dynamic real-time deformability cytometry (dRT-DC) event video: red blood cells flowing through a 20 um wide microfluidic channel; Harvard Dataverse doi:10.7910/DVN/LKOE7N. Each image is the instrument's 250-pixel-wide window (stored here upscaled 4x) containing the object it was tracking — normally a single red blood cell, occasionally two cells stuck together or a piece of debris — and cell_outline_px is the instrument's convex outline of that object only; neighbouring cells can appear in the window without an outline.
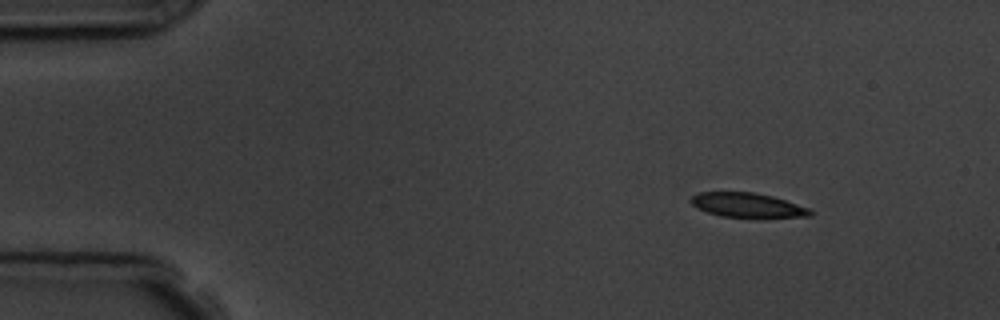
{"species": "common noctule bat (a hibernating species)", "species_latin": "Nyctalus noctula", "temperature_condition": "room temperature", "stored_images_in_passage": 6, "camera_frame_rate_fps": 3000, "um_per_image_px": 0.085, "animal": {"sex": "male", "body_mass_g": 19.5, "forearm_length_mm": 54.6}, "frame": {"image": 1, "passage_image": 1, "time_ms": 0.0, "image_size_px": [1000, 320], "cell_outline_px": [[812, 216], [720, 216], [696, 208], [688, 200], [692, 196], [700, 192], [756, 192], [772, 196], [808, 208], [812, 212]], "centroid_in_image_um": [63.44, 17.41], "position_along_channel_um": 21.6, "area_um2": 16.47}}
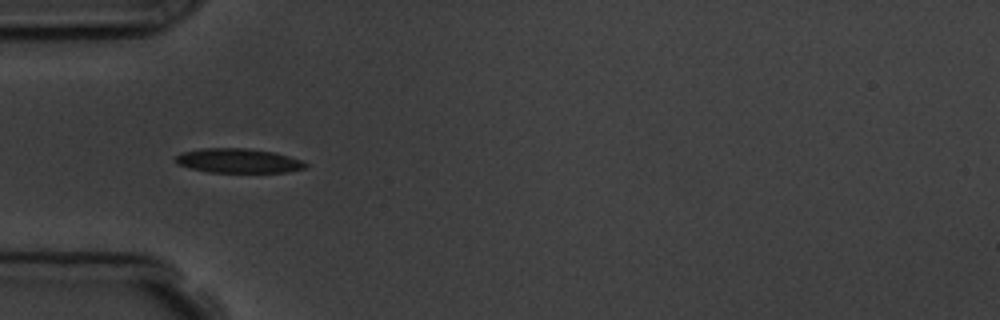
{"frame": {"image": 2, "passage_image": 4, "time_ms": 3.333, "image_size_px": [1000, 320], "cell_outline_px": [[308, 164], [304, 168], [288, 172], [208, 172], [176, 164], [176, 156], [180, 152], [204, 148], [248, 148], [276, 152], [304, 160]], "centroid_in_image_um": [20.29, 13.65], "position_along_channel_um": 64.7, "area_um2": 18.61}}